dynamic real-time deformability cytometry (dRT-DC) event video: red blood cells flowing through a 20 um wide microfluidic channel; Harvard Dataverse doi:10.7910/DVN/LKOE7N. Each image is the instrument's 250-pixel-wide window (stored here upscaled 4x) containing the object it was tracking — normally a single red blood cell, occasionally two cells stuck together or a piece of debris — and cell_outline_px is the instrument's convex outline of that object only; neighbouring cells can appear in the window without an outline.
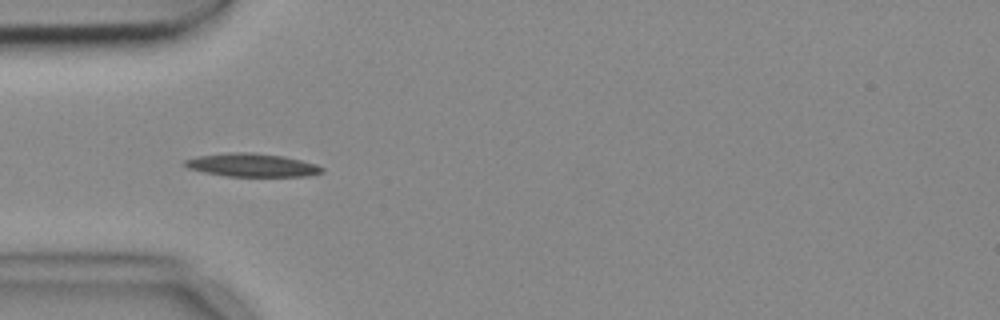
{"species": "common noctule bat (a hibernating species)", "species_latin": "Nyctalus noctula", "temperature_condition": "cold", "stored_images_in_passage": 8, "camera_frame_rate_fps": 3000, "um_per_image_px": 0.085, "animal": {"sex": "female", "body_mass_g": 18.4}, "frame": {"image": 1, "passage_image": 5, "time_ms": 1.333, "image_size_px": [1000, 320], "cell_outline_px": [[324, 172], [308, 176], [224, 176], [204, 172], [188, 168], [184, 164], [184, 160], [196, 156], [228, 152], [252, 152], [284, 156], [316, 164], [324, 168]], "centroid_in_image_um": [21.41, 14.03], "position_along_channel_um": 63.6, "area_um2": 18.67}}
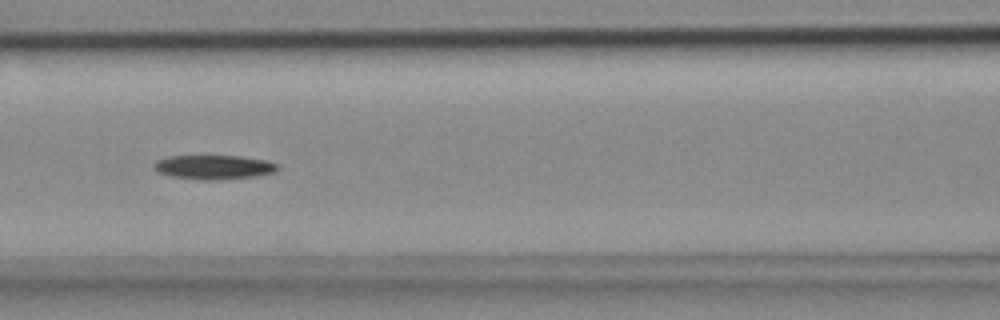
{"frame": {"image": 2, "passage_image": 7, "time_ms": 2.0, "image_size_px": [1000, 320], "cell_outline_px": [[280, 168], [276, 172], [256, 176], [216, 180], [204, 180], [172, 176], [156, 172], [152, 168], [152, 164], [156, 160], [168, 156], [240, 156], [264, 160], [276, 164]], "centroid_in_image_um": [18.13, 14.21], "position_along_channel_um": 148.5, "area_um2": 17.51}}
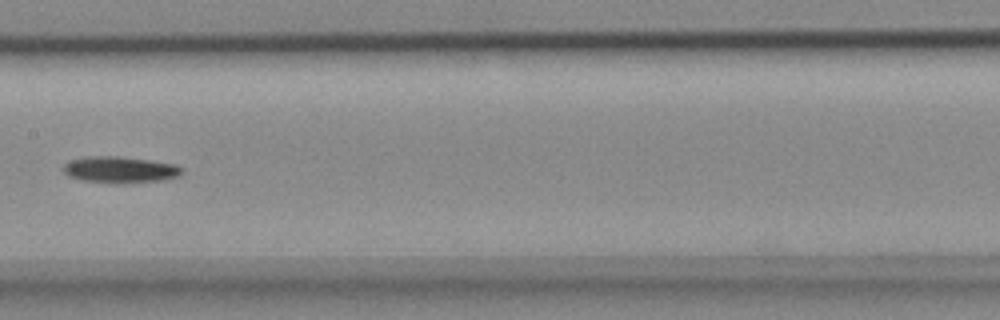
{"frame": {"image": 3, "passage_image": 8, "time_ms": 2.333, "image_size_px": [1000, 320], "cell_outline_px": [[184, 172], [180, 176], [164, 180], [84, 180], [68, 176], [64, 172], [64, 164], [68, 160], [88, 156], [120, 156], [176, 164], [184, 168]], "centroid_in_image_um": [10.24, 14.36], "position_along_channel_um": 197.2, "area_um2": 17.34}}